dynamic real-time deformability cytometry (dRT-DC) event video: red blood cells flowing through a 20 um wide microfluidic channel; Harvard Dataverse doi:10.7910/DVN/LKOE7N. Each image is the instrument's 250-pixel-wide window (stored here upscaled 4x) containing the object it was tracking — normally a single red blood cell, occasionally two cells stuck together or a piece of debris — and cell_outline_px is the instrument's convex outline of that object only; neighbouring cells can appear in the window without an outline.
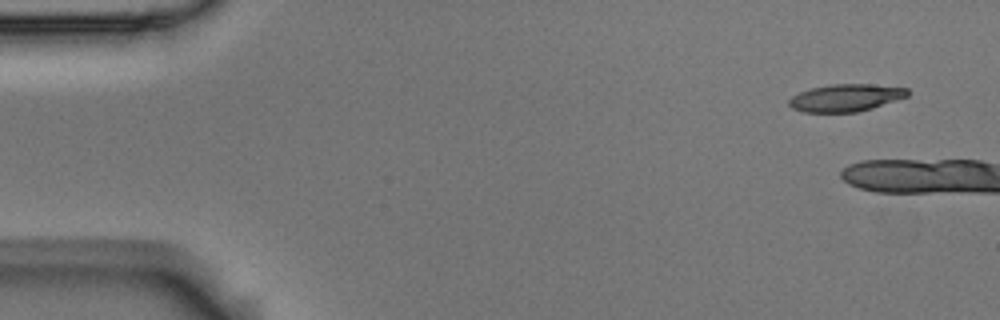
{"species": "Egyptian fruit bat (a non-hibernating species)", "species_latin": "Rousettus aegyptiacus", "temperature_condition": "room temperature", "stored_images_in_passage": 2, "camera_frame_rate_fps": 3000, "um_per_image_px": 0.085, "animal": {"sex": "male"}, "frame": {"image": 1, "passage_image": 1, "time_ms": 0.0, "image_size_px": [1000, 320], "cell_outline_px": [[908, 96], [872, 108], [856, 112], [804, 112], [792, 108], [788, 104], [788, 100], [792, 96], [800, 92], [812, 88], [832, 84], [872, 84], [908, 88]], "centroid_in_image_um": [71.88, 8.31], "position_along_channel_um": 13.1, "area_um2": 18.79}}